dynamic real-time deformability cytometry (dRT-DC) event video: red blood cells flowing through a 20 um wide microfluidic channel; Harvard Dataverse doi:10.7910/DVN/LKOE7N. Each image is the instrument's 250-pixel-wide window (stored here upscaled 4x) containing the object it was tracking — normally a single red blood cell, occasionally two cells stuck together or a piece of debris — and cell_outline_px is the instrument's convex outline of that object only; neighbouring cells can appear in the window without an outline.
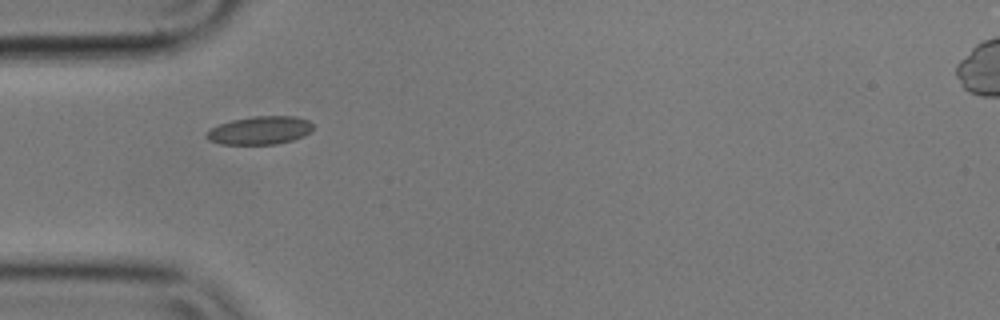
{"species": "common noctule bat (a hibernating species)", "species_latin": "Nyctalus noctula", "temperature_condition": "cold", "stored_images_in_passage": 41, "camera_frame_rate_fps": 3000, "um_per_image_px": 0.085, "animal": {"sex": "male", "body_mass_g": 17.9}, "frame": {"image": 1, "passage_image": 1, "time_ms": 0.0, "image_size_px": [1000, 320], "cell_outline_px": [[312, 132], [304, 136], [292, 140], [276, 144], [220, 144], [208, 140], [204, 136], [212, 128], [220, 124], [232, 120], [252, 116], [296, 116], [308, 120], [312, 124]], "centroid_in_image_um": [22.11, 11.08], "position_along_channel_um": 62.9, "area_um2": 17.51}}
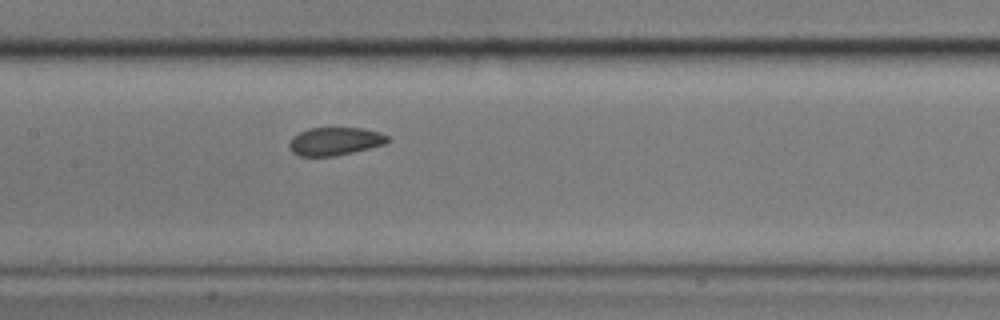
{"frame": {"image": 2, "passage_image": 11, "time_ms": 3.333, "image_size_px": [1000, 320], "cell_outline_px": [[392, 140], [384, 144], [336, 156], [296, 156], [288, 148], [288, 144], [292, 136], [308, 128], [364, 128], [380, 132], [388, 136]], "centroid_in_image_um": [28.45, 12.01], "position_along_channel_um": 179.0, "area_um2": 16.24}}
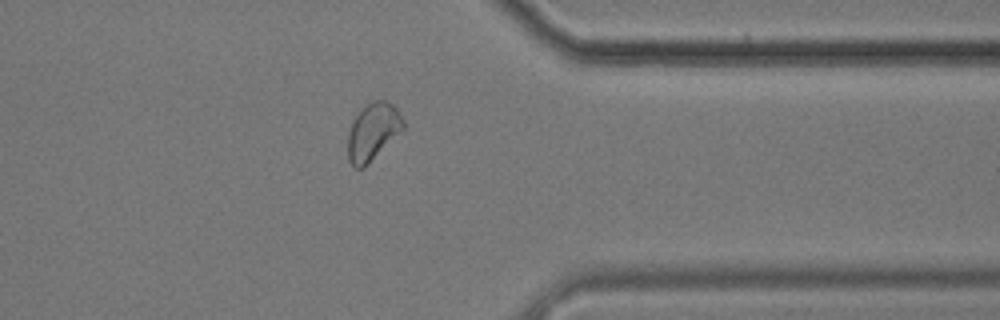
{"frame": {"image": 3, "passage_image": 29, "time_ms": 9.333, "image_size_px": [1000, 320], "cell_outline_px": [[404, 128], [364, 168], [356, 168], [348, 160], [348, 132], [352, 120], [364, 104], [372, 100], [384, 100], [392, 104], [396, 108], [404, 120]], "centroid_in_image_um": [31.67, 11.17], "position_along_channel_um": 379.7, "area_um2": 18.5}, "authors_computed_cell_mechanics": {"area_um2": 16.8776, "velocity_mm_per_s": 3.4992, "shape_relaxation_time_tau1_ms": null, "shape_relaxation_time_tau2_ms": 1.6905, "deformation_change_tau1": null, "deformation_change_tau2": 0.0708}}